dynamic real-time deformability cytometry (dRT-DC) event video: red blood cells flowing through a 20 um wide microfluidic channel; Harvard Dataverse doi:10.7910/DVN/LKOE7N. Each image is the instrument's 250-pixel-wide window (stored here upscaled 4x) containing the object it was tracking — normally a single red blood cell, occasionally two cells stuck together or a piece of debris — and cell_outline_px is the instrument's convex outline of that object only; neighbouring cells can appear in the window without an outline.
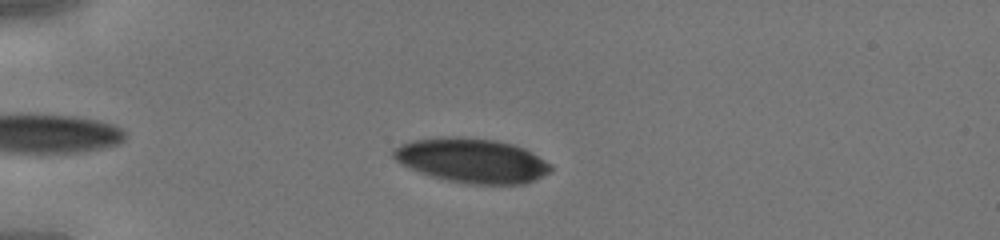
{"species": "human", "species_latin": "Homo sapiens", "temperature_condition": "cold", "stored_images_in_passage": 35, "camera_frame_rate_fps": 3000, "um_per_image_px": 0.085, "donor": {"sex": "male"}, "frame": {"image": 1, "passage_image": 7, "time_ms": 2.0, "image_size_px": [1000, 240], "cell_outline_px": [[552, 172], [536, 180], [524, 184], [464, 184], [432, 176], [420, 172], [400, 164], [392, 156], [392, 148], [400, 144], [416, 140], [448, 136], [496, 140], [512, 144], [524, 148], [532, 152], [552, 164]], "centroid_in_image_um": [40.14, 13.65], "position_along_channel_um": 44.9, "area_um2": 40.92}}
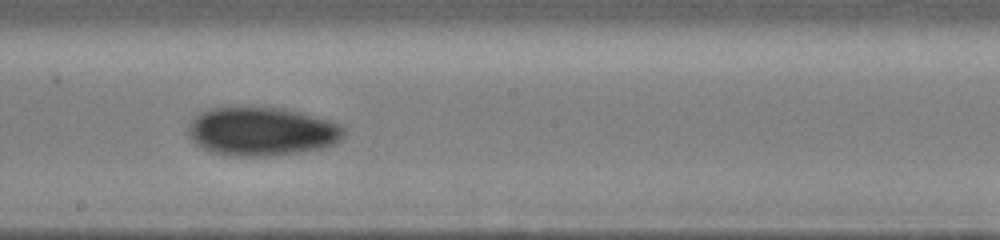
{"frame": {"image": 2, "passage_image": 21, "time_ms": 6.667, "image_size_px": [1000, 240], "cell_outline_px": [[344, 136], [340, 140], [324, 148], [304, 152], [276, 156], [228, 156], [212, 152], [196, 144], [188, 136], [188, 124], [200, 112], [208, 108], [236, 104], [284, 108], [300, 112], [328, 120], [340, 124], [344, 128]], "centroid_in_image_um": [22.21, 11.14], "position_along_channel_um": 226.0, "area_um2": 45.37}}
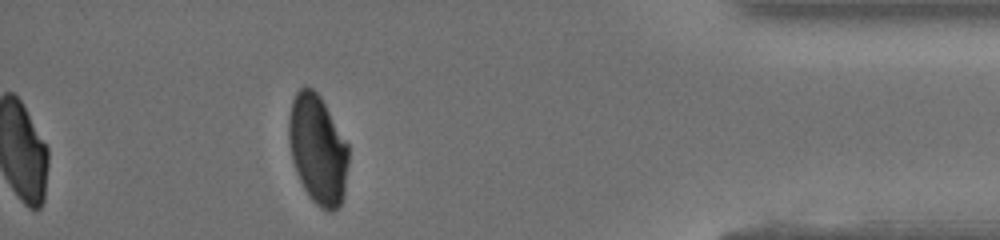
{"frame": {"image": 3, "passage_image": 35, "time_ms": 11.333, "image_size_px": [1000, 240], "cell_outline_px": [[348, 164], [344, 196], [340, 204], [332, 212], [328, 212], [320, 208], [308, 196], [296, 172], [292, 160], [288, 144], [288, 116], [292, 100], [296, 92], [304, 84], [312, 88], [320, 96], [348, 144]], "centroid_in_image_um": [26.99, 12.7], "position_along_channel_um": 408.2, "area_um2": 38.38}}